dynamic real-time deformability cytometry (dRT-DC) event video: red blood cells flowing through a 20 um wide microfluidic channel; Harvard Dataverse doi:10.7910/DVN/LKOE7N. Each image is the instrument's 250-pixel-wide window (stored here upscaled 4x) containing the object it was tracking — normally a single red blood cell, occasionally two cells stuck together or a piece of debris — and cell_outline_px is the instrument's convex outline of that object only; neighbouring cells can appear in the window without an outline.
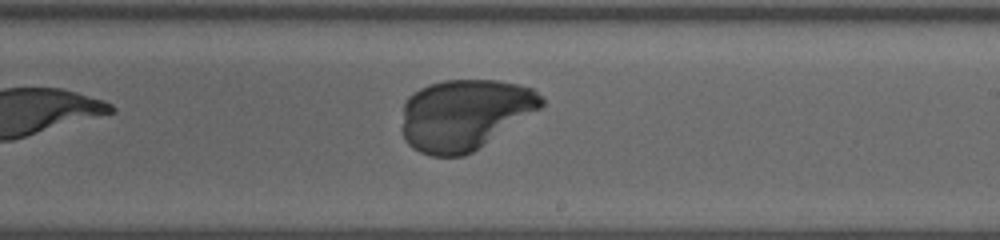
{"species": "human", "species_latin": "Homo sapiens", "temperature_condition": "warm", "stored_images_in_passage": 11, "camera_frame_rate_fps": 3000, "um_per_image_px": 0.085, "donor": {"sex": "female"}, "frame": {"image": 1, "passage_image": 11, "time_ms": 8.0, "image_size_px": [1000, 240], "cell_outline_px": [[544, 104], [540, 108], [472, 152], [464, 156], [432, 156], [420, 152], [412, 148], [404, 140], [400, 128], [404, 104], [408, 96], [420, 88], [444, 80], [496, 80], [516, 84], [532, 88], [544, 100]], "centroid_in_image_um": [39.43, 9.74], "position_along_channel_um": 249.6, "area_um2": 57.34}}